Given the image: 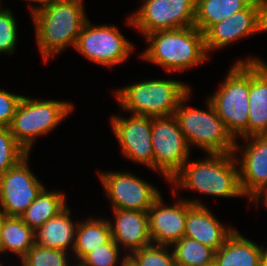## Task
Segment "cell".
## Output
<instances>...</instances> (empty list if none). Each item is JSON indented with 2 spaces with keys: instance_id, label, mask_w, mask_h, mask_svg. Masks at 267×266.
Wrapping results in <instances>:
<instances>
[{
  "instance_id": "f35d334b",
  "label": "cell",
  "mask_w": 267,
  "mask_h": 266,
  "mask_svg": "<svg viewBox=\"0 0 267 266\" xmlns=\"http://www.w3.org/2000/svg\"><path fill=\"white\" fill-rule=\"evenodd\" d=\"M123 266H131L128 262L126 264H124Z\"/></svg>"
},
{
  "instance_id": "9a60e30c",
  "label": "cell",
  "mask_w": 267,
  "mask_h": 266,
  "mask_svg": "<svg viewBox=\"0 0 267 266\" xmlns=\"http://www.w3.org/2000/svg\"><path fill=\"white\" fill-rule=\"evenodd\" d=\"M162 197L147 210L149 233L153 244L171 246L185 235L187 201L178 198L166 205Z\"/></svg>"
},
{
  "instance_id": "ba28073f",
  "label": "cell",
  "mask_w": 267,
  "mask_h": 266,
  "mask_svg": "<svg viewBox=\"0 0 267 266\" xmlns=\"http://www.w3.org/2000/svg\"><path fill=\"white\" fill-rule=\"evenodd\" d=\"M74 48L91 62L111 68L129 59L134 45L126 39L117 26L92 25L88 19Z\"/></svg>"
},
{
  "instance_id": "8992f818",
  "label": "cell",
  "mask_w": 267,
  "mask_h": 266,
  "mask_svg": "<svg viewBox=\"0 0 267 266\" xmlns=\"http://www.w3.org/2000/svg\"><path fill=\"white\" fill-rule=\"evenodd\" d=\"M190 91L180 102L174 117L191 150L194 146L209 154L234 153L236 140L228 132L224 122L207 98L206 109L189 107ZM186 102V103H185Z\"/></svg>"
},
{
  "instance_id": "8d00e7d4",
  "label": "cell",
  "mask_w": 267,
  "mask_h": 266,
  "mask_svg": "<svg viewBox=\"0 0 267 266\" xmlns=\"http://www.w3.org/2000/svg\"><path fill=\"white\" fill-rule=\"evenodd\" d=\"M5 217L6 215L0 210V235H1L2 225H3ZM0 241H1V236H0Z\"/></svg>"
},
{
  "instance_id": "d6986e66",
  "label": "cell",
  "mask_w": 267,
  "mask_h": 266,
  "mask_svg": "<svg viewBox=\"0 0 267 266\" xmlns=\"http://www.w3.org/2000/svg\"><path fill=\"white\" fill-rule=\"evenodd\" d=\"M247 137L267 135V63L249 62Z\"/></svg>"
},
{
  "instance_id": "2e32d148",
  "label": "cell",
  "mask_w": 267,
  "mask_h": 266,
  "mask_svg": "<svg viewBox=\"0 0 267 266\" xmlns=\"http://www.w3.org/2000/svg\"><path fill=\"white\" fill-rule=\"evenodd\" d=\"M260 32L258 4L251 2L245 9L213 24L204 33L205 48L209 54Z\"/></svg>"
},
{
  "instance_id": "d4e9b609",
  "label": "cell",
  "mask_w": 267,
  "mask_h": 266,
  "mask_svg": "<svg viewBox=\"0 0 267 266\" xmlns=\"http://www.w3.org/2000/svg\"><path fill=\"white\" fill-rule=\"evenodd\" d=\"M66 206L65 193L44 187L20 218L35 231Z\"/></svg>"
},
{
  "instance_id": "9c48e42d",
  "label": "cell",
  "mask_w": 267,
  "mask_h": 266,
  "mask_svg": "<svg viewBox=\"0 0 267 266\" xmlns=\"http://www.w3.org/2000/svg\"><path fill=\"white\" fill-rule=\"evenodd\" d=\"M195 6L196 0H144L126 24L143 37L155 31L194 26Z\"/></svg>"
},
{
  "instance_id": "83f0119b",
  "label": "cell",
  "mask_w": 267,
  "mask_h": 266,
  "mask_svg": "<svg viewBox=\"0 0 267 266\" xmlns=\"http://www.w3.org/2000/svg\"><path fill=\"white\" fill-rule=\"evenodd\" d=\"M71 258H73L72 255L66 251L40 246L35 243L20 263L21 266H72Z\"/></svg>"
},
{
  "instance_id": "30bf717a",
  "label": "cell",
  "mask_w": 267,
  "mask_h": 266,
  "mask_svg": "<svg viewBox=\"0 0 267 266\" xmlns=\"http://www.w3.org/2000/svg\"><path fill=\"white\" fill-rule=\"evenodd\" d=\"M154 171L169 182L190 159V148L173 116L152 117Z\"/></svg>"
},
{
  "instance_id": "ffe728a7",
  "label": "cell",
  "mask_w": 267,
  "mask_h": 266,
  "mask_svg": "<svg viewBox=\"0 0 267 266\" xmlns=\"http://www.w3.org/2000/svg\"><path fill=\"white\" fill-rule=\"evenodd\" d=\"M70 207L66 206L56 216L50 218L34 231L35 243L71 253L75 246L78 221L71 218Z\"/></svg>"
},
{
  "instance_id": "cb8c5ba5",
  "label": "cell",
  "mask_w": 267,
  "mask_h": 266,
  "mask_svg": "<svg viewBox=\"0 0 267 266\" xmlns=\"http://www.w3.org/2000/svg\"><path fill=\"white\" fill-rule=\"evenodd\" d=\"M251 0H196L194 26L205 33L213 24L245 9Z\"/></svg>"
},
{
  "instance_id": "4316f807",
  "label": "cell",
  "mask_w": 267,
  "mask_h": 266,
  "mask_svg": "<svg viewBox=\"0 0 267 266\" xmlns=\"http://www.w3.org/2000/svg\"><path fill=\"white\" fill-rule=\"evenodd\" d=\"M170 246L151 244L127 255L131 266H177ZM170 251V252H169Z\"/></svg>"
},
{
  "instance_id": "44dd1931",
  "label": "cell",
  "mask_w": 267,
  "mask_h": 266,
  "mask_svg": "<svg viewBox=\"0 0 267 266\" xmlns=\"http://www.w3.org/2000/svg\"><path fill=\"white\" fill-rule=\"evenodd\" d=\"M261 245L235 231L215 252V266H260Z\"/></svg>"
},
{
  "instance_id": "f1b7e54d",
  "label": "cell",
  "mask_w": 267,
  "mask_h": 266,
  "mask_svg": "<svg viewBox=\"0 0 267 266\" xmlns=\"http://www.w3.org/2000/svg\"><path fill=\"white\" fill-rule=\"evenodd\" d=\"M119 245L111 239L97 249L87 253L78 263L81 266H123L127 263V255L121 252ZM121 258V261L119 260ZM120 261V262H119Z\"/></svg>"
},
{
  "instance_id": "5bb4252c",
  "label": "cell",
  "mask_w": 267,
  "mask_h": 266,
  "mask_svg": "<svg viewBox=\"0 0 267 266\" xmlns=\"http://www.w3.org/2000/svg\"><path fill=\"white\" fill-rule=\"evenodd\" d=\"M242 147L236 140L234 155L239 168L240 187L244 197L250 198L267 186V135L242 138ZM240 151L238 158L237 154Z\"/></svg>"
},
{
  "instance_id": "d6a6232c",
  "label": "cell",
  "mask_w": 267,
  "mask_h": 266,
  "mask_svg": "<svg viewBox=\"0 0 267 266\" xmlns=\"http://www.w3.org/2000/svg\"><path fill=\"white\" fill-rule=\"evenodd\" d=\"M259 10V26L261 32H267V0L258 3Z\"/></svg>"
},
{
  "instance_id": "3957f363",
  "label": "cell",
  "mask_w": 267,
  "mask_h": 266,
  "mask_svg": "<svg viewBox=\"0 0 267 266\" xmlns=\"http://www.w3.org/2000/svg\"><path fill=\"white\" fill-rule=\"evenodd\" d=\"M144 37L148 47L139 57L160 66L166 73L184 72L209 58L204 33L195 26L155 31Z\"/></svg>"
},
{
  "instance_id": "ab89813d",
  "label": "cell",
  "mask_w": 267,
  "mask_h": 266,
  "mask_svg": "<svg viewBox=\"0 0 267 266\" xmlns=\"http://www.w3.org/2000/svg\"><path fill=\"white\" fill-rule=\"evenodd\" d=\"M77 264V265H76ZM75 265L72 264V266H81L79 263H76Z\"/></svg>"
},
{
  "instance_id": "d590c367",
  "label": "cell",
  "mask_w": 267,
  "mask_h": 266,
  "mask_svg": "<svg viewBox=\"0 0 267 266\" xmlns=\"http://www.w3.org/2000/svg\"><path fill=\"white\" fill-rule=\"evenodd\" d=\"M260 266H267V248L261 245Z\"/></svg>"
},
{
  "instance_id": "f546056e",
  "label": "cell",
  "mask_w": 267,
  "mask_h": 266,
  "mask_svg": "<svg viewBox=\"0 0 267 266\" xmlns=\"http://www.w3.org/2000/svg\"><path fill=\"white\" fill-rule=\"evenodd\" d=\"M29 153L15 140L9 127L0 126V176Z\"/></svg>"
},
{
  "instance_id": "4dcf8cb0",
  "label": "cell",
  "mask_w": 267,
  "mask_h": 266,
  "mask_svg": "<svg viewBox=\"0 0 267 266\" xmlns=\"http://www.w3.org/2000/svg\"><path fill=\"white\" fill-rule=\"evenodd\" d=\"M9 8H0V55L13 54L18 41V25Z\"/></svg>"
},
{
  "instance_id": "7402d4cb",
  "label": "cell",
  "mask_w": 267,
  "mask_h": 266,
  "mask_svg": "<svg viewBox=\"0 0 267 266\" xmlns=\"http://www.w3.org/2000/svg\"><path fill=\"white\" fill-rule=\"evenodd\" d=\"M112 239L108 218H88L78 220L75 246L72 251L74 264L79 262L87 253Z\"/></svg>"
},
{
  "instance_id": "603a6c76",
  "label": "cell",
  "mask_w": 267,
  "mask_h": 266,
  "mask_svg": "<svg viewBox=\"0 0 267 266\" xmlns=\"http://www.w3.org/2000/svg\"><path fill=\"white\" fill-rule=\"evenodd\" d=\"M0 236V255L10 252L20 260L35 244L34 230L20 217L6 216Z\"/></svg>"
},
{
  "instance_id": "8fae6325",
  "label": "cell",
  "mask_w": 267,
  "mask_h": 266,
  "mask_svg": "<svg viewBox=\"0 0 267 266\" xmlns=\"http://www.w3.org/2000/svg\"><path fill=\"white\" fill-rule=\"evenodd\" d=\"M100 182L112 209L147 211L161 196L153 184L131 172L99 171Z\"/></svg>"
},
{
  "instance_id": "6da1fadb",
  "label": "cell",
  "mask_w": 267,
  "mask_h": 266,
  "mask_svg": "<svg viewBox=\"0 0 267 266\" xmlns=\"http://www.w3.org/2000/svg\"><path fill=\"white\" fill-rule=\"evenodd\" d=\"M83 0H52L31 14L36 43L45 63L75 47L88 17Z\"/></svg>"
},
{
  "instance_id": "52a82bcc",
  "label": "cell",
  "mask_w": 267,
  "mask_h": 266,
  "mask_svg": "<svg viewBox=\"0 0 267 266\" xmlns=\"http://www.w3.org/2000/svg\"><path fill=\"white\" fill-rule=\"evenodd\" d=\"M74 111L68 101L34 99L23 96L9 129L15 140L30 154L35 140L45 136Z\"/></svg>"
},
{
  "instance_id": "e0dca14e",
  "label": "cell",
  "mask_w": 267,
  "mask_h": 266,
  "mask_svg": "<svg viewBox=\"0 0 267 266\" xmlns=\"http://www.w3.org/2000/svg\"><path fill=\"white\" fill-rule=\"evenodd\" d=\"M185 200L187 216L184 237L197 240L216 252L236 228L226 227L201 200L189 198Z\"/></svg>"
},
{
  "instance_id": "277c9868",
  "label": "cell",
  "mask_w": 267,
  "mask_h": 266,
  "mask_svg": "<svg viewBox=\"0 0 267 266\" xmlns=\"http://www.w3.org/2000/svg\"><path fill=\"white\" fill-rule=\"evenodd\" d=\"M191 88L179 80L151 79L117 88L113 95L124 112L150 117L173 116Z\"/></svg>"
},
{
  "instance_id": "5b68a950",
  "label": "cell",
  "mask_w": 267,
  "mask_h": 266,
  "mask_svg": "<svg viewBox=\"0 0 267 266\" xmlns=\"http://www.w3.org/2000/svg\"><path fill=\"white\" fill-rule=\"evenodd\" d=\"M244 59L232 64L218 90L207 97L235 140L247 138L249 62L262 61L255 56Z\"/></svg>"
},
{
  "instance_id": "484cf974",
  "label": "cell",
  "mask_w": 267,
  "mask_h": 266,
  "mask_svg": "<svg viewBox=\"0 0 267 266\" xmlns=\"http://www.w3.org/2000/svg\"><path fill=\"white\" fill-rule=\"evenodd\" d=\"M170 248L177 266H209L214 263L215 251L197 240L183 237Z\"/></svg>"
},
{
  "instance_id": "4fadbf2b",
  "label": "cell",
  "mask_w": 267,
  "mask_h": 266,
  "mask_svg": "<svg viewBox=\"0 0 267 266\" xmlns=\"http://www.w3.org/2000/svg\"><path fill=\"white\" fill-rule=\"evenodd\" d=\"M111 117L110 126L123 156L154 171L152 117L134 114H130L129 118L121 115Z\"/></svg>"
},
{
  "instance_id": "e575fe53",
  "label": "cell",
  "mask_w": 267,
  "mask_h": 266,
  "mask_svg": "<svg viewBox=\"0 0 267 266\" xmlns=\"http://www.w3.org/2000/svg\"><path fill=\"white\" fill-rule=\"evenodd\" d=\"M26 1H28L30 3L28 5H29V8H30V15H31L36 10L45 7L50 0H26ZM34 3H36V4L34 5ZM31 4H33L34 6L31 5Z\"/></svg>"
},
{
  "instance_id": "7c38bea8",
  "label": "cell",
  "mask_w": 267,
  "mask_h": 266,
  "mask_svg": "<svg viewBox=\"0 0 267 266\" xmlns=\"http://www.w3.org/2000/svg\"><path fill=\"white\" fill-rule=\"evenodd\" d=\"M23 158L0 176V210L8 217H20L45 187Z\"/></svg>"
},
{
  "instance_id": "ac0fdd59",
  "label": "cell",
  "mask_w": 267,
  "mask_h": 266,
  "mask_svg": "<svg viewBox=\"0 0 267 266\" xmlns=\"http://www.w3.org/2000/svg\"><path fill=\"white\" fill-rule=\"evenodd\" d=\"M109 219L112 239L129 255L132 251L153 244L149 233L147 211L112 209ZM128 250V251H127Z\"/></svg>"
},
{
  "instance_id": "836d02e7",
  "label": "cell",
  "mask_w": 267,
  "mask_h": 266,
  "mask_svg": "<svg viewBox=\"0 0 267 266\" xmlns=\"http://www.w3.org/2000/svg\"><path fill=\"white\" fill-rule=\"evenodd\" d=\"M260 200H262L264 206L267 208V186L259 189L257 192H255L250 198L248 202H252L254 204V206L257 208V206L259 205V202H261Z\"/></svg>"
},
{
  "instance_id": "74e56055",
  "label": "cell",
  "mask_w": 267,
  "mask_h": 266,
  "mask_svg": "<svg viewBox=\"0 0 267 266\" xmlns=\"http://www.w3.org/2000/svg\"><path fill=\"white\" fill-rule=\"evenodd\" d=\"M253 3H255V4H258V3H260L262 0H251Z\"/></svg>"
},
{
  "instance_id": "7a4b0ae2",
  "label": "cell",
  "mask_w": 267,
  "mask_h": 266,
  "mask_svg": "<svg viewBox=\"0 0 267 266\" xmlns=\"http://www.w3.org/2000/svg\"><path fill=\"white\" fill-rule=\"evenodd\" d=\"M172 194L190 190L221 198L244 197L239 180V168L234 153L209 154L199 160H187L169 181Z\"/></svg>"
},
{
  "instance_id": "1f68e13d",
  "label": "cell",
  "mask_w": 267,
  "mask_h": 266,
  "mask_svg": "<svg viewBox=\"0 0 267 266\" xmlns=\"http://www.w3.org/2000/svg\"><path fill=\"white\" fill-rule=\"evenodd\" d=\"M22 97L0 89V126H10Z\"/></svg>"
}]
</instances>
